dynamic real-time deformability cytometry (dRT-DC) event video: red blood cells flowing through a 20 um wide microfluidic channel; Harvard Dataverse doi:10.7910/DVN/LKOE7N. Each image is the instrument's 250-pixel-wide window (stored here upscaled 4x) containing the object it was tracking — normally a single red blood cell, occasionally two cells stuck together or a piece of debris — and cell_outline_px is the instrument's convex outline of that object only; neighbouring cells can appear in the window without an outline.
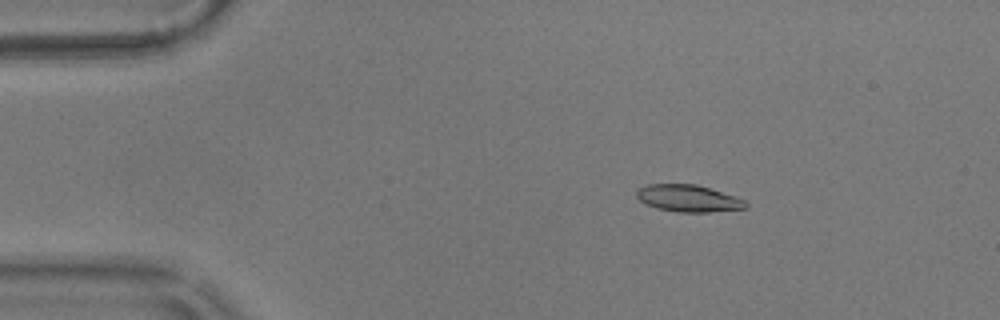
{"species": "common noctule bat (a hibernating species)", "species_latin": "Nyctalus noctula", "temperature_condition": "warm", "stored_images_in_passage": 16, "camera_frame_rate_fps": 3000, "um_per_image_px": 0.085, "animal": {"sex": "male", "body_mass_g": 17.9}, "frame": {"image": 1, "passage_image": 9, "time_ms": 2.667, "image_size_px": [1000, 320], "cell_outline_px": [[748, 204], [744, 208], [708, 212], [676, 212], [656, 208], [644, 204], [636, 196], [636, 192], [640, 188], [648, 184], [696, 184], [736, 196], [744, 200]], "centroid_in_image_um": [58.48, 16.86], "position_along_channel_um": 26.5, "area_um2": 17.11}}